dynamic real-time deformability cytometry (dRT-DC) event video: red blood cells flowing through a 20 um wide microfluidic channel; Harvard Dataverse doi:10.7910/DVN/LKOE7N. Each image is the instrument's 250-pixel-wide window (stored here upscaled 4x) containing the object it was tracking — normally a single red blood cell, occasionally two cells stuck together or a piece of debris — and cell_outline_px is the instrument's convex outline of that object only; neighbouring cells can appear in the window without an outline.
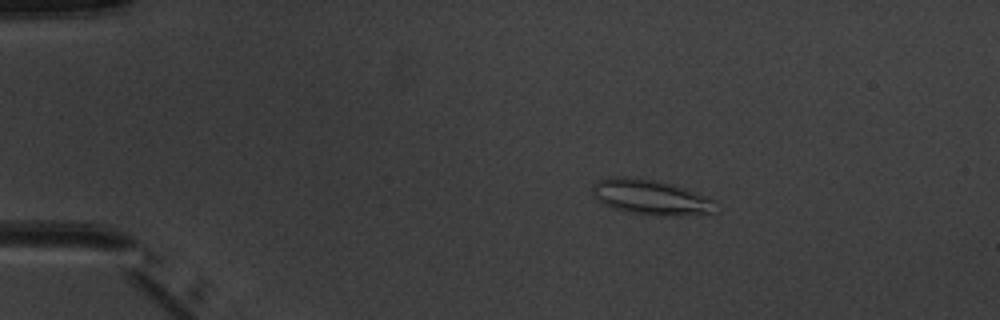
{"species": "common noctule bat (a hibernating species)", "species_latin": "Nyctalus noctula", "temperature_condition": "warm", "stored_images_in_passage": 5, "camera_frame_rate_fps": 3000, "um_per_image_px": 0.085, "animal": {"sex": "male", "body_mass_g": 20.1, "forearm_length_mm": 53.5}, "frame": {"image": 1, "passage_image": 2, "time_ms": 1.333, "image_size_px": [1000, 320], "cell_outline_px": [[716, 200], [712, 212], [680, 216], [664, 216], [628, 212], [612, 208], [596, 200], [592, 192], [592, 184], [596, 180], [612, 176], [624, 176], [652, 180], [672, 184], [708, 196]], "centroid_in_image_um": [55.26, 16.75], "position_along_channel_um": 29.7, "area_um2": 25.32}}
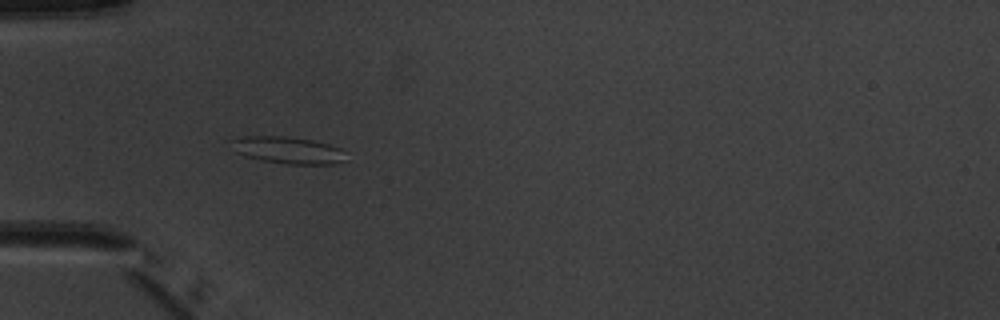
{"frame": {"image": 2, "passage_image": 4, "time_ms": 3.667, "image_size_px": [1000, 320], "cell_outline_px": [[348, 160], [332, 164], [288, 164], [260, 160], [244, 156], [236, 152], [232, 140], [244, 136], [288, 136], [312, 140], [328, 144], [340, 148]], "centroid_in_image_um": [24.5, 12.77], "position_along_channel_um": 60.5, "area_um2": 17.92}}
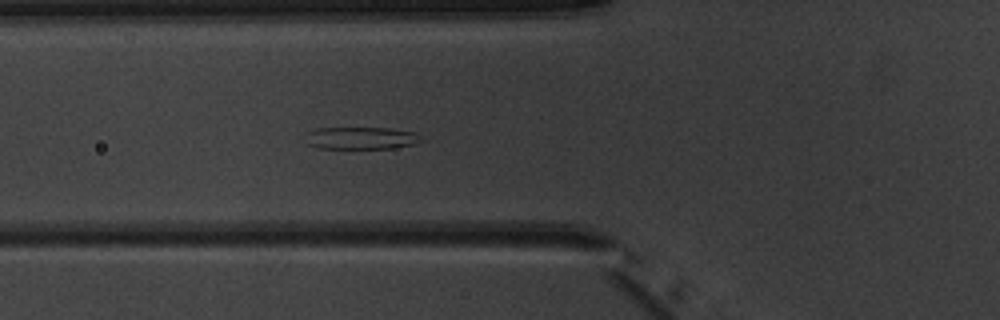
{"frame": {"image": 3, "passage_image": 5, "time_ms": 4.667, "image_size_px": [1000, 320], "cell_outline_px": [[424, 140], [416, 144], [392, 148], [320, 148], [304, 144], [304, 132], [316, 128], [388, 128], [416, 132]], "centroid_in_image_um": [30.63, 11.73], "position_along_channel_um": 95.2, "area_um2": 15.37}}